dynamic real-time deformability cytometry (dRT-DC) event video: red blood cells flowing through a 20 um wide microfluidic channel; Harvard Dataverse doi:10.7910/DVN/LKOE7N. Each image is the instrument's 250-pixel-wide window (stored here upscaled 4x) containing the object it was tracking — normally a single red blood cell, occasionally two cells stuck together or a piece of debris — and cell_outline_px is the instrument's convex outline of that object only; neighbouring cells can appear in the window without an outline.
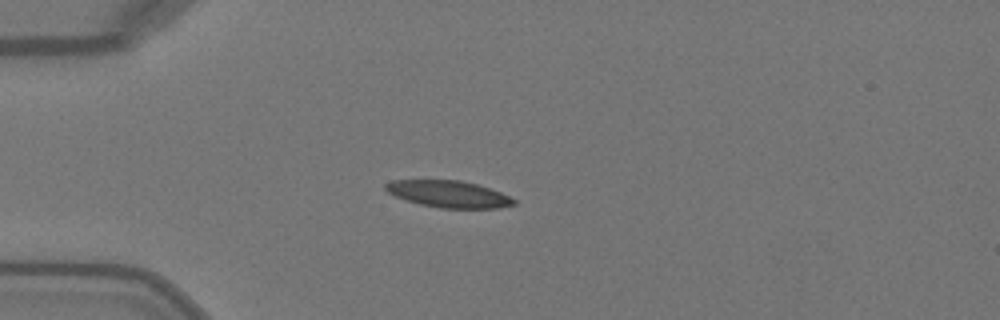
{"species": "Egyptian fruit bat (a non-hibernating species)", "species_latin": "Rousettus aegyptiacus", "temperature_condition": "warm", "stored_images_in_passage": 37, "camera_frame_rate_fps": 3000, "um_per_image_px": 0.085, "animal": {"sex": "female"}, "frame": {"image": 1, "passage_image": 1, "time_ms": 0.0, "image_size_px": [1000, 320], "cell_outline_px": [[516, 204], [496, 208], [440, 208], [420, 204], [396, 196], [388, 192], [384, 188], [384, 184], [392, 180], [460, 180], [476, 184], [500, 192], [516, 200]], "centroid_in_image_um": [38.12, 16.49], "position_along_channel_um": 46.9, "area_um2": 19.83}}
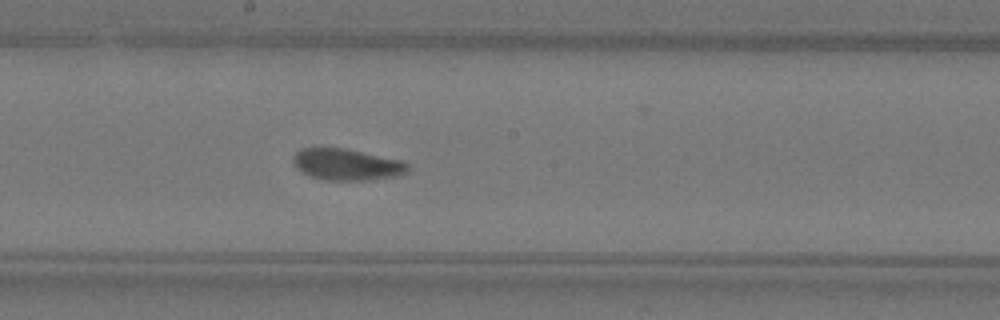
{"frame": {"image": 2, "passage_image": 15, "time_ms": 4.667, "image_size_px": [1000, 320], "cell_outline_px": [[408, 172], [396, 176], [372, 180], [320, 180], [296, 168], [292, 160], [292, 156], [300, 148], [344, 148], [404, 160], [408, 164]], "centroid_in_image_um": [29.49, 13.98], "position_along_channel_um": 218.7, "area_um2": 21.21}}
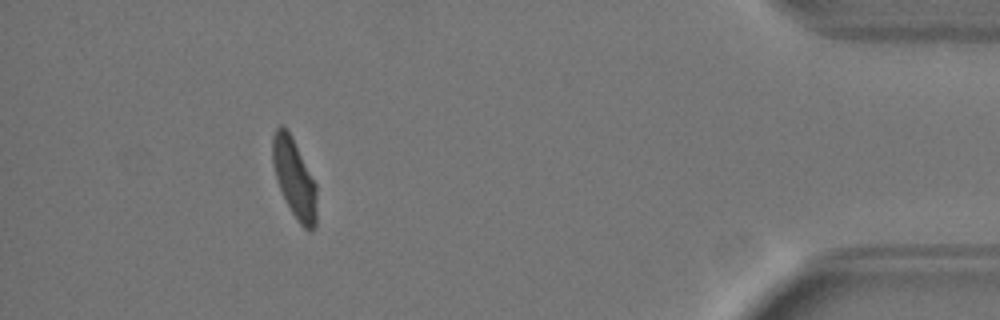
{"frame": {"image": 3, "passage_image": 33, "time_ms": 10.667, "image_size_px": [1000, 320], "cell_outline_px": [[316, 228], [312, 232], [308, 232], [300, 224], [292, 212], [276, 180], [272, 164], [272, 136], [276, 128], [280, 124], [292, 136], [316, 184]], "centroid_in_image_um": [25.02, 15.17], "position_along_channel_um": 410.2, "area_um2": 20.29}, "authors_computed_cell_mechanics": {"area_um2": 21.097, "velocity_mm_per_s": 4.0859, "shape_relaxation_time_tau1_ms": 3.3735, "shape_relaxation_time_tau2_ms": 1.3355, "deformation_change_tau1": 0.1695, "deformation_change_tau2": 0.0712}}